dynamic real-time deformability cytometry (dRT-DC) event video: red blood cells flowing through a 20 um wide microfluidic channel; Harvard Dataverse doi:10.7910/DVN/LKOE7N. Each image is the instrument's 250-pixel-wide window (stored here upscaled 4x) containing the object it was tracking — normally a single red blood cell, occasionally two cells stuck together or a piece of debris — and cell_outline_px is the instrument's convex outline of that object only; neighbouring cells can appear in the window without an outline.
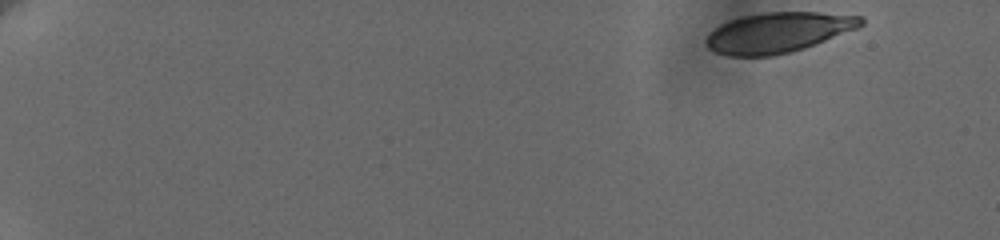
{"species": "human", "species_latin": "Homo sapiens", "temperature_condition": "cold", "stored_images_in_passage": 72, "camera_frame_rate_fps": 3000, "um_per_image_px": 0.085, "donor": {"sex": "female"}, "frame": {"image": 1, "passage_image": 1, "time_ms": 0.0, "image_size_px": [1000, 240], "cell_outline_px": [[864, 24], [860, 28], [816, 44], [792, 52], [772, 56], [728, 56], [716, 52], [708, 48], [704, 44], [704, 40], [720, 24], [744, 16], [764, 12], [820, 12], [864, 16]], "centroid_in_image_um": [66.2, 2.76], "position_along_channel_um": 18.8, "area_um2": 36.53}}
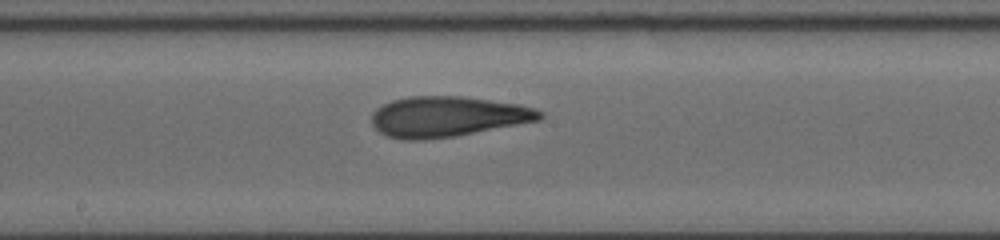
{"frame": {"image": 2, "passage_image": 41, "time_ms": 10.0, "image_size_px": [1000, 240], "cell_outline_px": [[544, 116], [540, 120], [452, 136], [424, 140], [404, 140], [388, 136], [380, 132], [372, 124], [372, 112], [376, 108], [392, 100], [408, 96], [460, 96], [520, 104], [544, 112]], "centroid_in_image_um": [38.01, 9.9], "position_along_channel_um": 210.2, "area_um2": 39.36}}
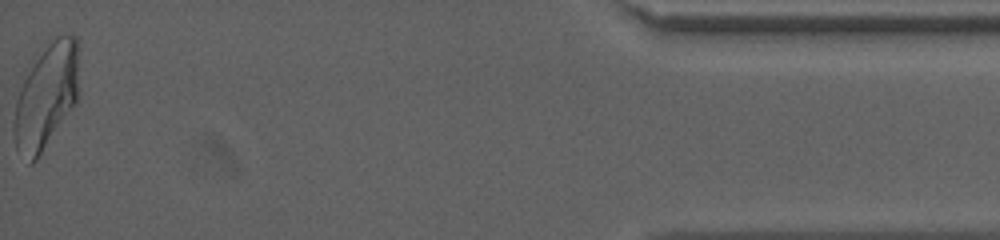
{"frame": {"image": 3, "passage_image": 72, "time_ms": 18.0, "image_size_px": [1000, 240], "cell_outline_px": [[80, 96], [36, 160], [32, 164], [28, 164], [16, 148], [12, 136], [12, 124], [16, 100], [24, 68], [48, 36], [72, 32], [76, 36], [80, 92]], "centroid_in_image_um": [3.89, 8.04], "position_along_channel_um": 431.3, "area_um2": 41.91}, "authors_computed_cell_mechanics": {"area_um2": 38.437, "velocity_mm_per_s": 3.6297, "shape_relaxation_time_tau1_ms": 6.6945, "shape_relaxation_time_tau2_ms": 1.9342, "deformation_change_tau1": 0.2311, "deformation_change_tau2": 0.1132}}